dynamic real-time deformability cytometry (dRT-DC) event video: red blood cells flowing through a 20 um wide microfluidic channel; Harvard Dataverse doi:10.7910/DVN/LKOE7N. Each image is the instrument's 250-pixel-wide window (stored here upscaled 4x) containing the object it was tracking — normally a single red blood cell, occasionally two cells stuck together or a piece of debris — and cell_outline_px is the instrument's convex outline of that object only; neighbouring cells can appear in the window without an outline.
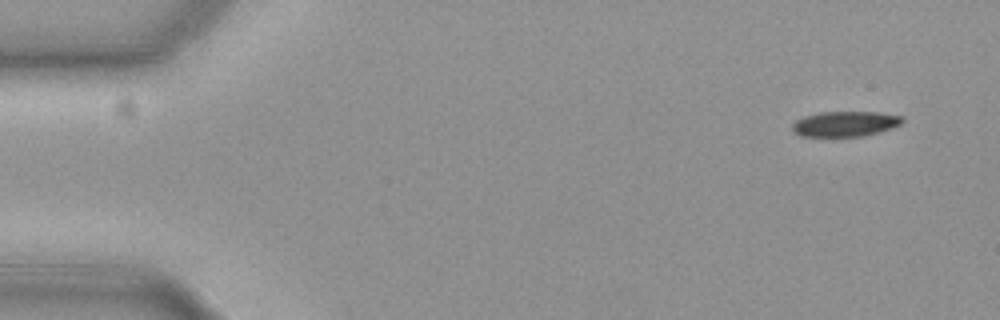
{"species": "common noctule bat (a hibernating species)", "species_latin": "Nyctalus noctula", "temperature_condition": "cold", "stored_images_in_passage": 9, "camera_frame_rate_fps": 3000, "um_per_image_px": 0.085, "animal": {"sex": "female", "body_mass_g": 19.3, "forearm_length_mm": 54.1}, "frame": {"image": 1, "passage_image": 1, "time_ms": 0.0, "image_size_px": [1000, 320], "cell_outline_px": [[904, 120], [900, 124], [864, 136], [804, 136], [792, 132], [792, 124], [796, 120], [804, 116], [820, 112], [880, 112], [904, 116]], "centroid_in_image_um": [71.81, 10.51], "position_along_channel_um": 13.2, "area_um2": 16.07}}